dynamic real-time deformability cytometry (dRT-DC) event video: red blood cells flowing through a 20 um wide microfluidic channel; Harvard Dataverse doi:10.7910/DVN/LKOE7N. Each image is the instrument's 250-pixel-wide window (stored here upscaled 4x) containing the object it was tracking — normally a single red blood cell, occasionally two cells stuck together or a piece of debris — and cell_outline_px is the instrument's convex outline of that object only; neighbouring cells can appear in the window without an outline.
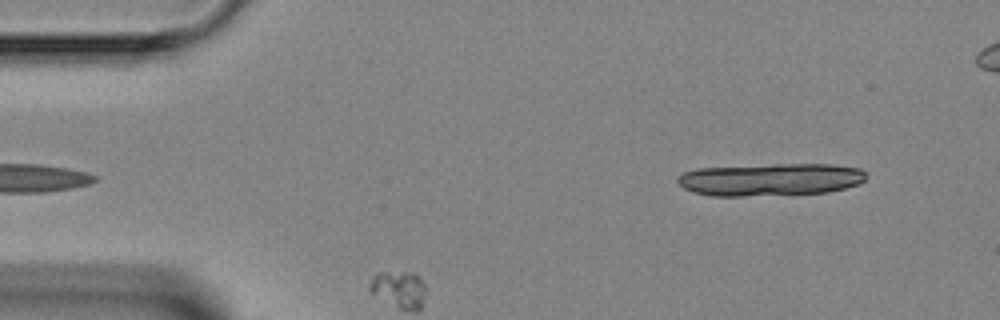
{"species": "Egyptian fruit bat (a non-hibernating species)", "species_latin": "Rousettus aegyptiacus", "temperature_condition": "room temperature", "stored_images_in_passage": 2, "segment_of_instrument_passage": [2, 2], "camera_frame_rate_fps": 3000, "um_per_image_px": 0.085, "animal": {"sex": "female"}, "frame": {"image": 1, "passage_image": 2, "time_ms": 2.333, "image_size_px": [1000, 320], "cell_outline_px": [[868, 176], [860, 184], [828, 192], [744, 196], [712, 196], [692, 192], [684, 188], [676, 180], [676, 176], [680, 172], [696, 168], [772, 164], [832, 164], [860, 168]], "centroid_in_image_um": [65.44, 15.25], "position_along_channel_um": 19.6, "area_um2": 36.13}}